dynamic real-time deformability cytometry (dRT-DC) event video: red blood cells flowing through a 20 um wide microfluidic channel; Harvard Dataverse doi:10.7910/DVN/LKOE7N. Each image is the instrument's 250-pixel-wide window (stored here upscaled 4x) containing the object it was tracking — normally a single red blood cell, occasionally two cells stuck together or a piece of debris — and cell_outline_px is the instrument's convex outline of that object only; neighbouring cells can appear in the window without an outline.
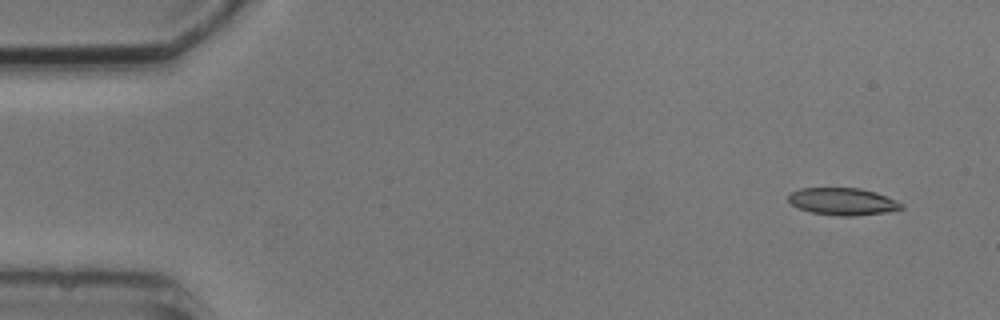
{"species": "common noctule bat (a hibernating species)", "species_latin": "Nyctalus noctula", "temperature_condition": "cold", "stored_images_in_passage": 3, "camera_frame_rate_fps": 3000, "um_per_image_px": 0.085, "animal": {"sex": "male", "body_mass_g": 20.5, "forearm_length_mm": 52.5}, "frame": {"image": 1, "passage_image": 1, "time_ms": 0.0, "image_size_px": [1000, 320], "cell_outline_px": [[904, 208], [884, 212], [856, 216], [840, 216], [812, 212], [800, 208], [792, 204], [788, 200], [788, 196], [792, 192], [800, 188], [860, 188], [876, 192], [896, 200], [904, 204]], "centroid_in_image_um": [71.66, 17.12], "position_along_channel_um": 13.3, "area_um2": 17.8}}